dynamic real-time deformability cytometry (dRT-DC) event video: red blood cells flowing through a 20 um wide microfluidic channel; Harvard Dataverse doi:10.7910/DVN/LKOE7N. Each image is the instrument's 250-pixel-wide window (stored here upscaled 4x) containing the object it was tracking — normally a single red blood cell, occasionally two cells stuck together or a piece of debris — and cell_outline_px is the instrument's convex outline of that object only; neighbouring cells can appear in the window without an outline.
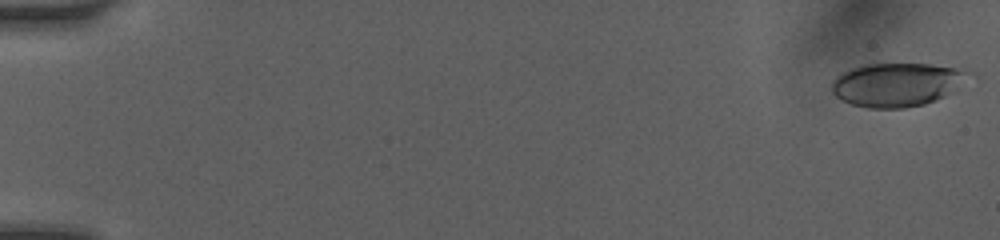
{"species": "human", "species_latin": "Homo sapiens", "temperature_condition": "room temperature", "stored_images_in_passage": 47, "camera_frame_rate_fps": 3000, "um_per_image_px": 0.085, "donor": {"sex": "female"}, "frame": {"image": 1, "passage_image": 1, "time_ms": 0.0, "image_size_px": [1000, 240], "cell_outline_px": [[976, 76], [956, 92], [936, 100], [924, 104], [904, 108], [868, 108], [852, 104], [840, 100], [832, 92], [832, 80], [836, 76], [852, 68], [868, 64], [928, 64], [964, 68], [976, 72]], "centroid_in_image_um": [76.4, 7.18], "position_along_channel_um": 8.6, "area_um2": 35.72}}
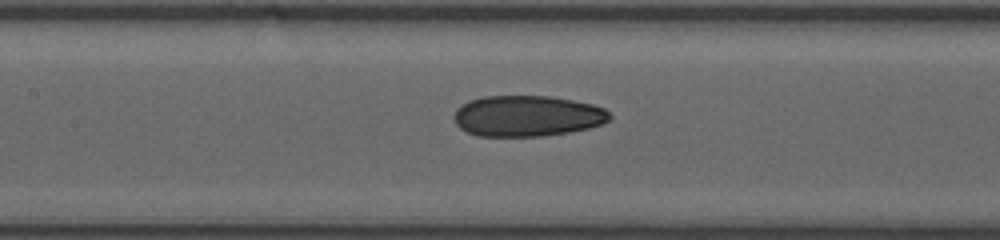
{"frame": {"image": 2, "passage_image": 24, "time_ms": 8.0, "image_size_px": [1000, 240], "cell_outline_px": [[612, 120], [588, 128], [568, 132], [540, 136], [480, 136], [468, 132], [460, 128], [456, 124], [456, 108], [468, 100], [484, 96], [548, 96], [572, 100], [592, 104], [604, 108], [612, 116]], "centroid_in_image_um": [44.83, 9.85], "position_along_channel_um": 162.6, "area_um2": 36.99}}
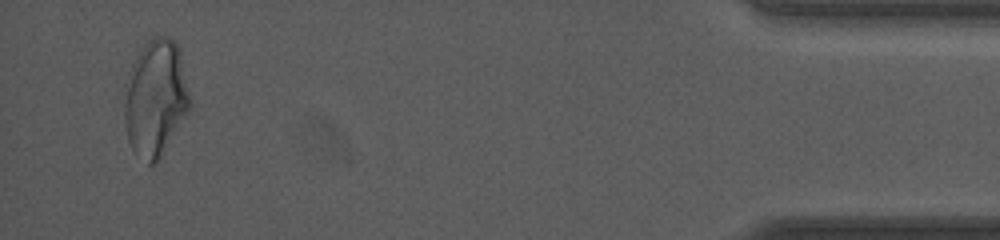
{"frame": {"image": 3, "passage_image": 45, "time_ms": 16.0, "image_size_px": [1000, 240], "cell_outline_px": [[192, 104], [188, 112], [160, 160], [156, 164], [148, 164], [132, 148], [128, 140], [124, 120], [124, 84], [128, 72], [136, 56], [144, 44], [152, 36], [172, 36], [180, 52]], "centroid_in_image_um": [13.21, 8.33], "position_along_channel_um": 422.0, "area_um2": 45.08}, "authors_computed_cell_mechanics": {"area_um2": 36.703, "velocity_mm_per_s": 4.1185, "shape_relaxation_time_tau1_ms": null, "shape_relaxation_time_tau2_ms": 2.1916, "deformation_change_tau1": null, "deformation_change_tau2": 0.0928}}